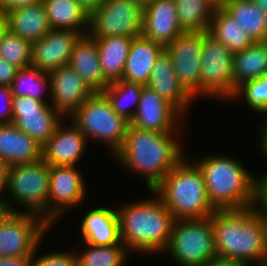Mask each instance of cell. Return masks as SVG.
I'll return each mask as SVG.
<instances>
[{"label": "cell", "mask_w": 267, "mask_h": 266, "mask_svg": "<svg viewBox=\"0 0 267 266\" xmlns=\"http://www.w3.org/2000/svg\"><path fill=\"white\" fill-rule=\"evenodd\" d=\"M11 86H0V124L12 123Z\"/></svg>", "instance_id": "ab89813d"}, {"label": "cell", "mask_w": 267, "mask_h": 266, "mask_svg": "<svg viewBox=\"0 0 267 266\" xmlns=\"http://www.w3.org/2000/svg\"><path fill=\"white\" fill-rule=\"evenodd\" d=\"M238 262L267 265V217L254 207L239 209Z\"/></svg>", "instance_id": "9a60e30c"}, {"label": "cell", "mask_w": 267, "mask_h": 266, "mask_svg": "<svg viewBox=\"0 0 267 266\" xmlns=\"http://www.w3.org/2000/svg\"><path fill=\"white\" fill-rule=\"evenodd\" d=\"M205 31L184 32L166 48L179 84L195 100L201 96V56Z\"/></svg>", "instance_id": "8fae6325"}, {"label": "cell", "mask_w": 267, "mask_h": 266, "mask_svg": "<svg viewBox=\"0 0 267 266\" xmlns=\"http://www.w3.org/2000/svg\"><path fill=\"white\" fill-rule=\"evenodd\" d=\"M165 48L139 35L134 37L126 59L121 80L146 85L156 59Z\"/></svg>", "instance_id": "cb8c5ba5"}, {"label": "cell", "mask_w": 267, "mask_h": 266, "mask_svg": "<svg viewBox=\"0 0 267 266\" xmlns=\"http://www.w3.org/2000/svg\"><path fill=\"white\" fill-rule=\"evenodd\" d=\"M211 223L217 256L238 261L239 210H216Z\"/></svg>", "instance_id": "f1b7e54d"}, {"label": "cell", "mask_w": 267, "mask_h": 266, "mask_svg": "<svg viewBox=\"0 0 267 266\" xmlns=\"http://www.w3.org/2000/svg\"><path fill=\"white\" fill-rule=\"evenodd\" d=\"M50 104L68 119L93 93L84 79L69 65L49 73Z\"/></svg>", "instance_id": "2e32d148"}, {"label": "cell", "mask_w": 267, "mask_h": 266, "mask_svg": "<svg viewBox=\"0 0 267 266\" xmlns=\"http://www.w3.org/2000/svg\"><path fill=\"white\" fill-rule=\"evenodd\" d=\"M143 87L144 85L139 83L118 80L111 82L103 93L114 111L130 123L139 105Z\"/></svg>", "instance_id": "d6a6232c"}, {"label": "cell", "mask_w": 267, "mask_h": 266, "mask_svg": "<svg viewBox=\"0 0 267 266\" xmlns=\"http://www.w3.org/2000/svg\"><path fill=\"white\" fill-rule=\"evenodd\" d=\"M11 91L12 96H30L43 102H50L49 74L32 66L18 69ZM46 95L49 99L45 97Z\"/></svg>", "instance_id": "836d02e7"}, {"label": "cell", "mask_w": 267, "mask_h": 266, "mask_svg": "<svg viewBox=\"0 0 267 266\" xmlns=\"http://www.w3.org/2000/svg\"><path fill=\"white\" fill-rule=\"evenodd\" d=\"M254 208L267 217V171L256 176Z\"/></svg>", "instance_id": "f35d334b"}, {"label": "cell", "mask_w": 267, "mask_h": 266, "mask_svg": "<svg viewBox=\"0 0 267 266\" xmlns=\"http://www.w3.org/2000/svg\"><path fill=\"white\" fill-rule=\"evenodd\" d=\"M12 123L41 147L64 119L50 104L30 96H12Z\"/></svg>", "instance_id": "7c38bea8"}, {"label": "cell", "mask_w": 267, "mask_h": 266, "mask_svg": "<svg viewBox=\"0 0 267 266\" xmlns=\"http://www.w3.org/2000/svg\"><path fill=\"white\" fill-rule=\"evenodd\" d=\"M90 15L94 10H96L104 0H76Z\"/></svg>", "instance_id": "7dc6e473"}, {"label": "cell", "mask_w": 267, "mask_h": 266, "mask_svg": "<svg viewBox=\"0 0 267 266\" xmlns=\"http://www.w3.org/2000/svg\"><path fill=\"white\" fill-rule=\"evenodd\" d=\"M49 185L50 166L42 158L8 167L7 204L10 211L38 215L48 222Z\"/></svg>", "instance_id": "5b68a950"}, {"label": "cell", "mask_w": 267, "mask_h": 266, "mask_svg": "<svg viewBox=\"0 0 267 266\" xmlns=\"http://www.w3.org/2000/svg\"><path fill=\"white\" fill-rule=\"evenodd\" d=\"M244 100L245 105L257 114L267 117V74L241 84L230 101Z\"/></svg>", "instance_id": "d590c367"}, {"label": "cell", "mask_w": 267, "mask_h": 266, "mask_svg": "<svg viewBox=\"0 0 267 266\" xmlns=\"http://www.w3.org/2000/svg\"><path fill=\"white\" fill-rule=\"evenodd\" d=\"M267 18V0H252Z\"/></svg>", "instance_id": "f907efd6"}, {"label": "cell", "mask_w": 267, "mask_h": 266, "mask_svg": "<svg viewBox=\"0 0 267 266\" xmlns=\"http://www.w3.org/2000/svg\"><path fill=\"white\" fill-rule=\"evenodd\" d=\"M81 243L94 246L124 244L121 241L116 207L100 206L91 208L81 219Z\"/></svg>", "instance_id": "44dd1931"}, {"label": "cell", "mask_w": 267, "mask_h": 266, "mask_svg": "<svg viewBox=\"0 0 267 266\" xmlns=\"http://www.w3.org/2000/svg\"><path fill=\"white\" fill-rule=\"evenodd\" d=\"M9 31V23L6 11L0 8V41Z\"/></svg>", "instance_id": "c3c4849f"}, {"label": "cell", "mask_w": 267, "mask_h": 266, "mask_svg": "<svg viewBox=\"0 0 267 266\" xmlns=\"http://www.w3.org/2000/svg\"><path fill=\"white\" fill-rule=\"evenodd\" d=\"M192 161L203 175L207 197L215 210L254 207L255 174L237 159L215 153Z\"/></svg>", "instance_id": "3957f363"}, {"label": "cell", "mask_w": 267, "mask_h": 266, "mask_svg": "<svg viewBox=\"0 0 267 266\" xmlns=\"http://www.w3.org/2000/svg\"><path fill=\"white\" fill-rule=\"evenodd\" d=\"M81 36L68 29H51L43 38L32 42L31 66L50 73L69 64L74 43Z\"/></svg>", "instance_id": "e0dca14e"}, {"label": "cell", "mask_w": 267, "mask_h": 266, "mask_svg": "<svg viewBox=\"0 0 267 266\" xmlns=\"http://www.w3.org/2000/svg\"><path fill=\"white\" fill-rule=\"evenodd\" d=\"M68 65L94 92H103L110 84L102 72L96 41L89 34L81 35L74 43Z\"/></svg>", "instance_id": "603a6c76"}, {"label": "cell", "mask_w": 267, "mask_h": 266, "mask_svg": "<svg viewBox=\"0 0 267 266\" xmlns=\"http://www.w3.org/2000/svg\"><path fill=\"white\" fill-rule=\"evenodd\" d=\"M64 120L42 146L41 158L49 166H78L86 152L87 137L72 122L66 126Z\"/></svg>", "instance_id": "ac0fdd59"}, {"label": "cell", "mask_w": 267, "mask_h": 266, "mask_svg": "<svg viewBox=\"0 0 267 266\" xmlns=\"http://www.w3.org/2000/svg\"><path fill=\"white\" fill-rule=\"evenodd\" d=\"M146 86L154 90L187 118L194 99L179 84L170 56L165 50L156 59Z\"/></svg>", "instance_id": "ffe728a7"}, {"label": "cell", "mask_w": 267, "mask_h": 266, "mask_svg": "<svg viewBox=\"0 0 267 266\" xmlns=\"http://www.w3.org/2000/svg\"><path fill=\"white\" fill-rule=\"evenodd\" d=\"M133 38L126 36L94 38L102 72L110 83L121 80Z\"/></svg>", "instance_id": "4316f807"}, {"label": "cell", "mask_w": 267, "mask_h": 266, "mask_svg": "<svg viewBox=\"0 0 267 266\" xmlns=\"http://www.w3.org/2000/svg\"><path fill=\"white\" fill-rule=\"evenodd\" d=\"M10 212L11 211L8 204L0 202V223L7 217Z\"/></svg>", "instance_id": "681fc988"}, {"label": "cell", "mask_w": 267, "mask_h": 266, "mask_svg": "<svg viewBox=\"0 0 267 266\" xmlns=\"http://www.w3.org/2000/svg\"><path fill=\"white\" fill-rule=\"evenodd\" d=\"M0 266H31V257H0Z\"/></svg>", "instance_id": "ee69618b"}, {"label": "cell", "mask_w": 267, "mask_h": 266, "mask_svg": "<svg viewBox=\"0 0 267 266\" xmlns=\"http://www.w3.org/2000/svg\"><path fill=\"white\" fill-rule=\"evenodd\" d=\"M42 2V0H0V8L8 11L21 6H28Z\"/></svg>", "instance_id": "b9f144b4"}, {"label": "cell", "mask_w": 267, "mask_h": 266, "mask_svg": "<svg viewBox=\"0 0 267 266\" xmlns=\"http://www.w3.org/2000/svg\"><path fill=\"white\" fill-rule=\"evenodd\" d=\"M208 33L233 53L244 50L255 42L222 6L216 7Z\"/></svg>", "instance_id": "f546056e"}, {"label": "cell", "mask_w": 267, "mask_h": 266, "mask_svg": "<svg viewBox=\"0 0 267 266\" xmlns=\"http://www.w3.org/2000/svg\"><path fill=\"white\" fill-rule=\"evenodd\" d=\"M179 26L184 32L208 31L216 5L211 0H175Z\"/></svg>", "instance_id": "1f68e13d"}, {"label": "cell", "mask_w": 267, "mask_h": 266, "mask_svg": "<svg viewBox=\"0 0 267 266\" xmlns=\"http://www.w3.org/2000/svg\"><path fill=\"white\" fill-rule=\"evenodd\" d=\"M9 31L35 42L51 31V25L42 2L6 11Z\"/></svg>", "instance_id": "d4e9b609"}, {"label": "cell", "mask_w": 267, "mask_h": 266, "mask_svg": "<svg viewBox=\"0 0 267 266\" xmlns=\"http://www.w3.org/2000/svg\"><path fill=\"white\" fill-rule=\"evenodd\" d=\"M39 244L36 251L31 257V266H77L76 251H51L48 253L38 255ZM39 256V257H37Z\"/></svg>", "instance_id": "74e56055"}, {"label": "cell", "mask_w": 267, "mask_h": 266, "mask_svg": "<svg viewBox=\"0 0 267 266\" xmlns=\"http://www.w3.org/2000/svg\"><path fill=\"white\" fill-rule=\"evenodd\" d=\"M138 5L142 10L147 8L154 0H131Z\"/></svg>", "instance_id": "816d5d0a"}, {"label": "cell", "mask_w": 267, "mask_h": 266, "mask_svg": "<svg viewBox=\"0 0 267 266\" xmlns=\"http://www.w3.org/2000/svg\"><path fill=\"white\" fill-rule=\"evenodd\" d=\"M175 220L210 217L216 210L207 197L198 166L185 156L153 189Z\"/></svg>", "instance_id": "277c9868"}, {"label": "cell", "mask_w": 267, "mask_h": 266, "mask_svg": "<svg viewBox=\"0 0 267 266\" xmlns=\"http://www.w3.org/2000/svg\"><path fill=\"white\" fill-rule=\"evenodd\" d=\"M264 118L266 120L262 123L258 133L256 134L259 138H256L259 141L258 145L261 151V155L265 158V161H267V117Z\"/></svg>", "instance_id": "7bdbcfd3"}, {"label": "cell", "mask_w": 267, "mask_h": 266, "mask_svg": "<svg viewBox=\"0 0 267 266\" xmlns=\"http://www.w3.org/2000/svg\"><path fill=\"white\" fill-rule=\"evenodd\" d=\"M256 41H267V18L252 0H228L222 6Z\"/></svg>", "instance_id": "4dcf8cb0"}, {"label": "cell", "mask_w": 267, "mask_h": 266, "mask_svg": "<svg viewBox=\"0 0 267 266\" xmlns=\"http://www.w3.org/2000/svg\"><path fill=\"white\" fill-rule=\"evenodd\" d=\"M88 139L104 143L114 156L123 146L129 122L112 108L103 92H94L68 119Z\"/></svg>", "instance_id": "8992f818"}, {"label": "cell", "mask_w": 267, "mask_h": 266, "mask_svg": "<svg viewBox=\"0 0 267 266\" xmlns=\"http://www.w3.org/2000/svg\"><path fill=\"white\" fill-rule=\"evenodd\" d=\"M143 10L131 0H104L89 16L93 38L141 35Z\"/></svg>", "instance_id": "30bf717a"}, {"label": "cell", "mask_w": 267, "mask_h": 266, "mask_svg": "<svg viewBox=\"0 0 267 266\" xmlns=\"http://www.w3.org/2000/svg\"><path fill=\"white\" fill-rule=\"evenodd\" d=\"M203 266H247L244 263L233 259L215 256L207 261Z\"/></svg>", "instance_id": "f6af8a7d"}, {"label": "cell", "mask_w": 267, "mask_h": 266, "mask_svg": "<svg viewBox=\"0 0 267 266\" xmlns=\"http://www.w3.org/2000/svg\"><path fill=\"white\" fill-rule=\"evenodd\" d=\"M182 133L143 130L129 123L124 144L113 159L122 169L143 177L148 190H153L187 155Z\"/></svg>", "instance_id": "6da1fadb"}, {"label": "cell", "mask_w": 267, "mask_h": 266, "mask_svg": "<svg viewBox=\"0 0 267 266\" xmlns=\"http://www.w3.org/2000/svg\"><path fill=\"white\" fill-rule=\"evenodd\" d=\"M186 120L174 106L145 85L130 124L143 130L175 132L186 128Z\"/></svg>", "instance_id": "5bb4252c"}, {"label": "cell", "mask_w": 267, "mask_h": 266, "mask_svg": "<svg viewBox=\"0 0 267 266\" xmlns=\"http://www.w3.org/2000/svg\"><path fill=\"white\" fill-rule=\"evenodd\" d=\"M50 228L38 215L10 212L0 223V257H32Z\"/></svg>", "instance_id": "9c48e42d"}, {"label": "cell", "mask_w": 267, "mask_h": 266, "mask_svg": "<svg viewBox=\"0 0 267 266\" xmlns=\"http://www.w3.org/2000/svg\"><path fill=\"white\" fill-rule=\"evenodd\" d=\"M31 45L30 41L8 31L0 41V57L18 69L30 67Z\"/></svg>", "instance_id": "8d00e7d4"}, {"label": "cell", "mask_w": 267, "mask_h": 266, "mask_svg": "<svg viewBox=\"0 0 267 266\" xmlns=\"http://www.w3.org/2000/svg\"><path fill=\"white\" fill-rule=\"evenodd\" d=\"M51 29H68L88 34L89 14L76 0H42Z\"/></svg>", "instance_id": "484cf974"}, {"label": "cell", "mask_w": 267, "mask_h": 266, "mask_svg": "<svg viewBox=\"0 0 267 266\" xmlns=\"http://www.w3.org/2000/svg\"><path fill=\"white\" fill-rule=\"evenodd\" d=\"M267 74V41H256L233 56L234 94L243 83Z\"/></svg>", "instance_id": "83f0119b"}, {"label": "cell", "mask_w": 267, "mask_h": 266, "mask_svg": "<svg viewBox=\"0 0 267 266\" xmlns=\"http://www.w3.org/2000/svg\"><path fill=\"white\" fill-rule=\"evenodd\" d=\"M234 53L205 31L201 56V96L229 101L234 95Z\"/></svg>", "instance_id": "ba28073f"}, {"label": "cell", "mask_w": 267, "mask_h": 266, "mask_svg": "<svg viewBox=\"0 0 267 266\" xmlns=\"http://www.w3.org/2000/svg\"><path fill=\"white\" fill-rule=\"evenodd\" d=\"M7 166L0 161V202L7 203V195L3 197L4 192L7 193ZM3 192V193H2Z\"/></svg>", "instance_id": "bcb514c9"}, {"label": "cell", "mask_w": 267, "mask_h": 266, "mask_svg": "<svg viewBox=\"0 0 267 266\" xmlns=\"http://www.w3.org/2000/svg\"><path fill=\"white\" fill-rule=\"evenodd\" d=\"M86 187L79 167L50 166L48 223L51 226L59 222V218L67 214L69 209L83 203L85 196H88Z\"/></svg>", "instance_id": "4fadbf2b"}, {"label": "cell", "mask_w": 267, "mask_h": 266, "mask_svg": "<svg viewBox=\"0 0 267 266\" xmlns=\"http://www.w3.org/2000/svg\"><path fill=\"white\" fill-rule=\"evenodd\" d=\"M42 147L13 123L0 124V161L7 167L41 159Z\"/></svg>", "instance_id": "7402d4cb"}, {"label": "cell", "mask_w": 267, "mask_h": 266, "mask_svg": "<svg viewBox=\"0 0 267 266\" xmlns=\"http://www.w3.org/2000/svg\"><path fill=\"white\" fill-rule=\"evenodd\" d=\"M18 68L0 57V86H11Z\"/></svg>", "instance_id": "60d3db41"}, {"label": "cell", "mask_w": 267, "mask_h": 266, "mask_svg": "<svg viewBox=\"0 0 267 266\" xmlns=\"http://www.w3.org/2000/svg\"><path fill=\"white\" fill-rule=\"evenodd\" d=\"M182 33L175 0H154L143 10V37L166 48Z\"/></svg>", "instance_id": "d6986e66"}, {"label": "cell", "mask_w": 267, "mask_h": 266, "mask_svg": "<svg viewBox=\"0 0 267 266\" xmlns=\"http://www.w3.org/2000/svg\"><path fill=\"white\" fill-rule=\"evenodd\" d=\"M216 6H223L228 0H211Z\"/></svg>", "instance_id": "f5cc1de1"}, {"label": "cell", "mask_w": 267, "mask_h": 266, "mask_svg": "<svg viewBox=\"0 0 267 266\" xmlns=\"http://www.w3.org/2000/svg\"><path fill=\"white\" fill-rule=\"evenodd\" d=\"M150 193L152 195L145 199L116 207L121 241L136 255H162L175 221L162 199L153 190Z\"/></svg>", "instance_id": "7a4b0ae2"}, {"label": "cell", "mask_w": 267, "mask_h": 266, "mask_svg": "<svg viewBox=\"0 0 267 266\" xmlns=\"http://www.w3.org/2000/svg\"><path fill=\"white\" fill-rule=\"evenodd\" d=\"M83 244L85 247L83 251L76 252L77 266H124L131 254L124 244L109 246Z\"/></svg>", "instance_id": "e575fe53"}, {"label": "cell", "mask_w": 267, "mask_h": 266, "mask_svg": "<svg viewBox=\"0 0 267 266\" xmlns=\"http://www.w3.org/2000/svg\"><path fill=\"white\" fill-rule=\"evenodd\" d=\"M163 253H168L178 266H203L217 256L211 216L175 220Z\"/></svg>", "instance_id": "52a82bcc"}]
</instances>
